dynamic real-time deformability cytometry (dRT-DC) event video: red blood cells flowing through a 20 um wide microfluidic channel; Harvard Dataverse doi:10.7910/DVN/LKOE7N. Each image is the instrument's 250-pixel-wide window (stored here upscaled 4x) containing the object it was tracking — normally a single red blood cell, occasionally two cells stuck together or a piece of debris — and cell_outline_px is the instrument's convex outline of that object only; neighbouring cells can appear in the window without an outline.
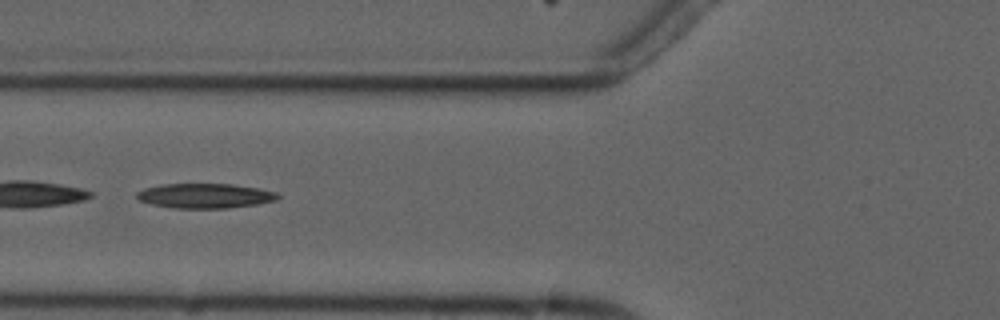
{"species": "common noctule bat (a hibernating species)", "species_latin": "Nyctalus noctula", "temperature_condition": "cold", "stored_images_in_passage": 6, "camera_frame_rate_fps": 3000, "um_per_image_px": 0.085, "animal": {"sex": "male", "forearm_length_mm": 52.5}, "frame": {"image": 1, "passage_image": 4, "time_ms": 4.667, "image_size_px": [1000, 320], "cell_outline_px": [[280, 196], [276, 200], [256, 204], [228, 208], [172, 208], [152, 204], [140, 200], [136, 196], [136, 192], [144, 188], [164, 184], [232, 184], [256, 188], [276, 192]], "centroid_in_image_um": [17.41, 16.64], "position_along_channel_um": 108.4, "area_um2": 20.17}}
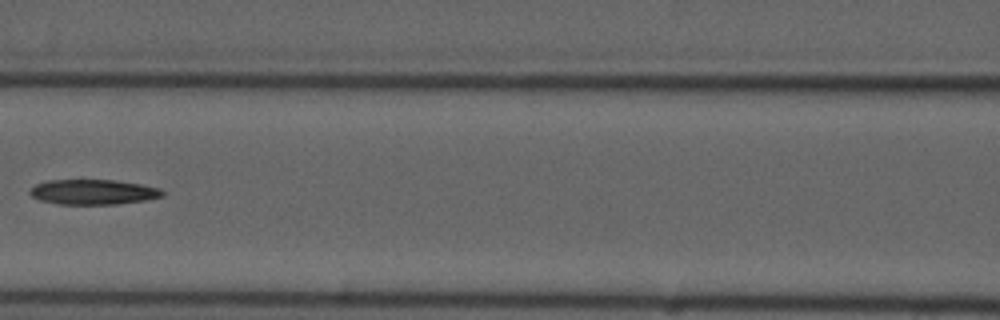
{"frame": {"image": 2, "passage_image": 5, "time_ms": 6.0, "image_size_px": [1000, 320], "cell_outline_px": [[168, 192], [164, 196], [144, 200], [116, 204], [56, 204], [40, 200], [32, 196], [28, 192], [36, 184], [48, 180], [116, 180], [140, 184], [160, 188]], "centroid_in_image_um": [7.95, 16.32], "position_along_channel_um": 158.6, "area_um2": 19.42}}
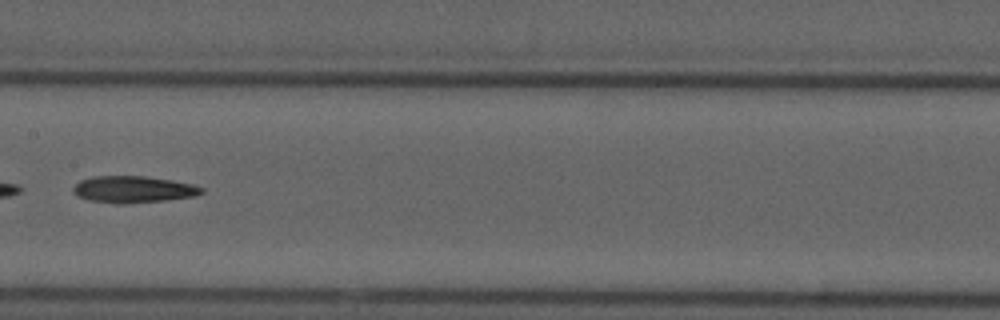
{"frame": {"image": 3, "passage_image": 6, "time_ms": 7.0, "image_size_px": [1000, 320], "cell_outline_px": [[204, 192], [196, 196], [164, 200], [124, 204], [116, 204], [88, 200], [76, 196], [72, 192], [72, 188], [80, 180], [92, 176], [144, 176], [172, 180], [192, 184], [204, 188]], "centroid_in_image_um": [11.3, 16.1], "position_along_channel_um": 196.1, "area_um2": 20.17}}